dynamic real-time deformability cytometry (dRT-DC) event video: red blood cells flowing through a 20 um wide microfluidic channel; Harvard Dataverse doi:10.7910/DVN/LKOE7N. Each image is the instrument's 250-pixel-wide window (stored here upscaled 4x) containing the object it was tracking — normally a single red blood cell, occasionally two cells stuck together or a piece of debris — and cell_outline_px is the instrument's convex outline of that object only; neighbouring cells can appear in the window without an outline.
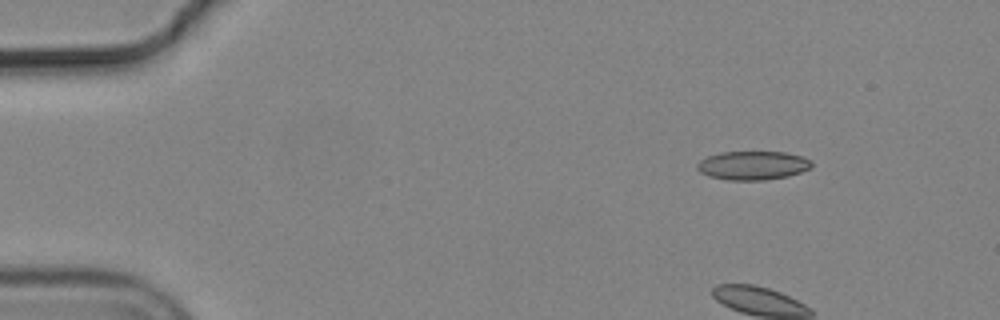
{"species": "common noctule bat (a hibernating species)", "species_latin": "Nyctalus noctula", "temperature_condition": "cold", "stored_images_in_passage": 51, "camera_frame_rate_fps": 3000, "um_per_image_px": 0.085, "animal": {"sex": "male", "body_mass_g": 19.2, "forearm_length_mm": 51.8}, "frame": {"image": 1, "passage_image": 1, "time_ms": 0.0, "image_size_px": [1000, 320], "cell_outline_px": [[812, 168], [788, 176], [764, 180], [728, 180], [708, 176], [700, 172], [696, 168], [696, 164], [700, 160], [708, 156], [720, 152], [784, 152], [800, 156], [812, 160]], "centroid_in_image_um": [63.97, 14.06], "position_along_channel_um": 21.0, "area_um2": 19.25}}
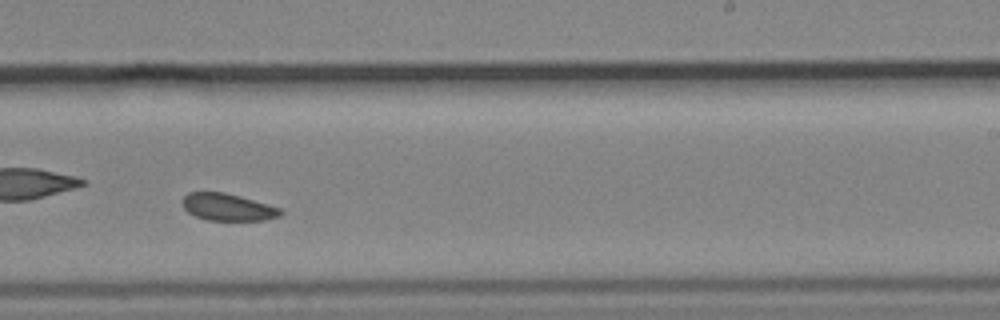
{"frame": {"image": 2, "passage_image": 30, "time_ms": 9.667, "image_size_px": [1000, 320], "cell_outline_px": [[284, 212], [280, 216], [264, 220], [208, 220], [196, 216], [188, 212], [184, 208], [180, 200], [188, 192], [224, 192], [240, 196], [268, 204], [280, 208]], "centroid_in_image_um": [19.35, 17.6], "position_along_channel_um": 269.7, "area_um2": 15.55}}
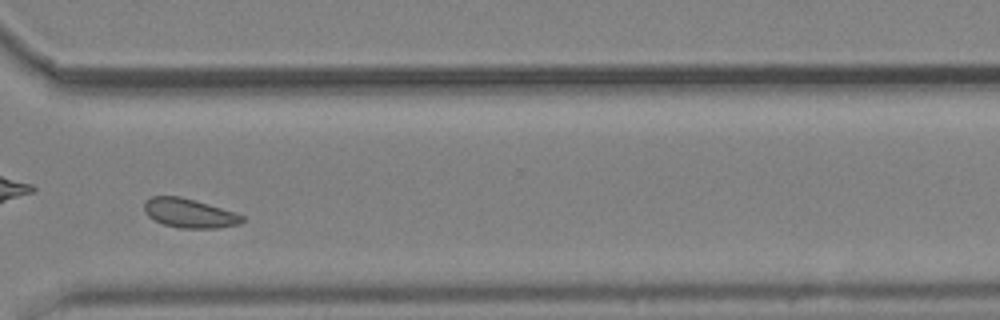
{"frame": {"image": 3, "passage_image": 37, "time_ms": 12.0, "image_size_px": [1000, 320], "cell_outline_px": [[244, 220], [240, 224], [216, 228], [180, 228], [164, 224], [148, 216], [144, 212], [144, 200], [152, 196], [180, 196], [236, 212], [244, 216]], "centroid_in_image_um": [16.09, 18.11], "position_along_channel_um": 354.5, "area_um2": 16.65}, "authors_computed_cell_mechanics": {"area_um2": 16.6464, "velocity_mm_per_s": 3.6196, "shape_relaxation_time_tau1_ms": null, "shape_relaxation_time_tau2_ms": 2.9111, "deformation_change_tau1": null, "deformation_change_tau2": 0.0584}}